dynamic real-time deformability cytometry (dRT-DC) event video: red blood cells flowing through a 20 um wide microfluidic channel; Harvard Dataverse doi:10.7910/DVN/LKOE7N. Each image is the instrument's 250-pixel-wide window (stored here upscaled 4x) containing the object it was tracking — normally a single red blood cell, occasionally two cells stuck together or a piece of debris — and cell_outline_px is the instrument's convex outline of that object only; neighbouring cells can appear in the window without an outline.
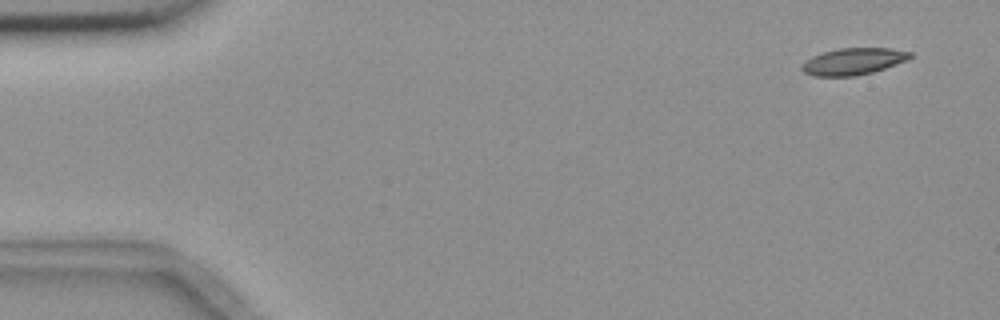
{"species": "common noctule bat (a hibernating species)", "species_latin": "Nyctalus noctula", "temperature_condition": "room temperature", "stored_images_in_passage": 5, "camera_frame_rate_fps": 3000, "um_per_image_px": 0.085, "animal": {"sex": "female", "body_mass_g": 18.4}, "frame": {"image": 1, "passage_image": 1, "time_ms": 0.0, "image_size_px": [1000, 320], "cell_outline_px": [[912, 56], [908, 60], [872, 72], [856, 76], [812, 76], [804, 72], [800, 68], [800, 64], [812, 56], [824, 52], [840, 48], [892, 48], [912, 52]], "centroid_in_image_um": [72.52, 5.22], "position_along_channel_um": 12.5, "area_um2": 16.94}}
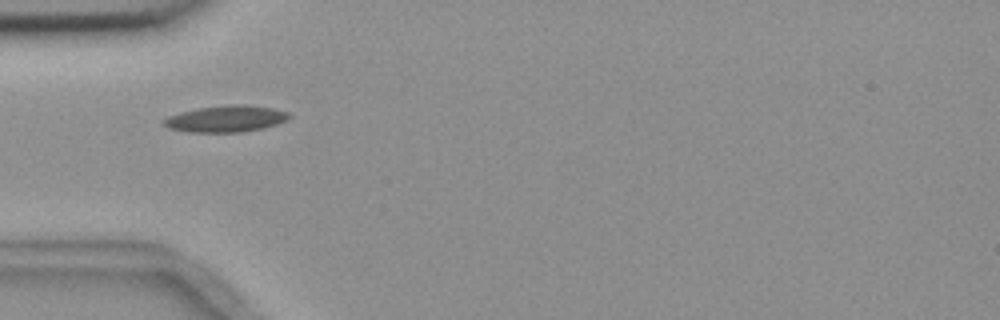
{"frame": {"image": 2, "passage_image": 5, "time_ms": 4.667, "image_size_px": [1000, 320], "cell_outline_px": [[292, 116], [288, 120], [264, 128], [240, 132], [188, 132], [168, 128], [164, 124], [164, 120], [168, 116], [180, 112], [196, 108], [232, 104], [240, 104], [272, 108], [288, 112]], "centroid_in_image_um": [19.22, 10.09], "position_along_channel_um": 65.8, "area_um2": 19.36}}